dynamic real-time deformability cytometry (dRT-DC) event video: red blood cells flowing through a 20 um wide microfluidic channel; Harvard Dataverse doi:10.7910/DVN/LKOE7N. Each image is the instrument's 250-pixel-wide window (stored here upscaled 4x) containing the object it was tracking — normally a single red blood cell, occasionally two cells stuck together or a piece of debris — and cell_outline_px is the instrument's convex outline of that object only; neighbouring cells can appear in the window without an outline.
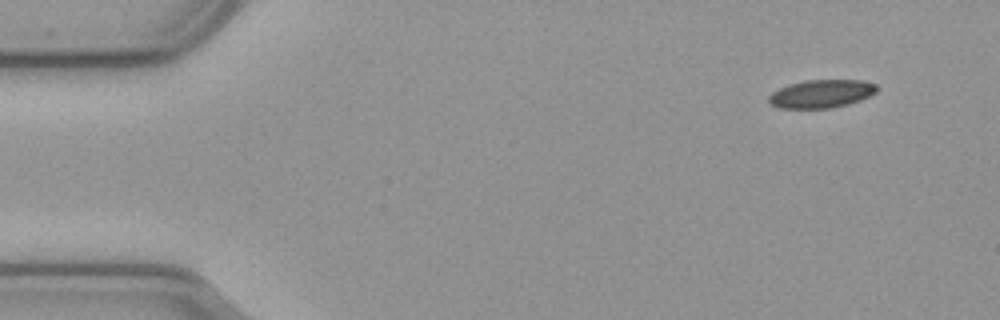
{"species": "common noctule bat (a hibernating species)", "species_latin": "Nyctalus noctula", "temperature_condition": "cold", "stored_images_in_passage": 53, "camera_frame_rate_fps": 3000, "um_per_image_px": 0.085, "animal": {"sex": "male", "body_mass_g": 23.1, "forearm_length_mm": 52.7}, "frame": {"image": 1, "passage_image": 1, "time_ms": 0.0, "image_size_px": [1000, 320], "cell_outline_px": [[876, 92], [860, 100], [848, 104], [832, 108], [780, 108], [772, 104], [768, 100], [768, 96], [772, 92], [780, 88], [804, 80], [864, 80], [876, 84]], "centroid_in_image_um": [69.82, 7.97], "position_along_channel_um": 15.2, "area_um2": 17.57}}
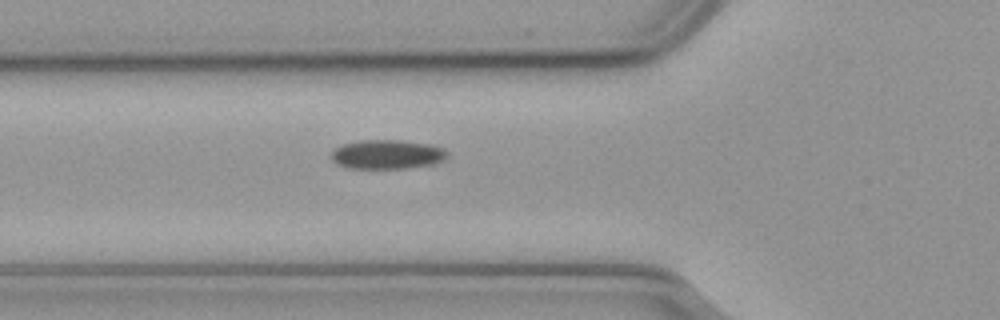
{"frame": {"image": 2, "passage_image": 16, "time_ms": 5.0, "image_size_px": [1000, 320], "cell_outline_px": [[444, 156], [440, 160], [432, 164], [404, 168], [348, 168], [336, 164], [332, 160], [332, 152], [336, 148], [344, 144], [360, 140], [400, 140], [428, 144], [440, 148], [444, 152]], "centroid_in_image_um": [32.8, 13.12], "position_along_channel_um": 93.0, "area_um2": 19.19}}
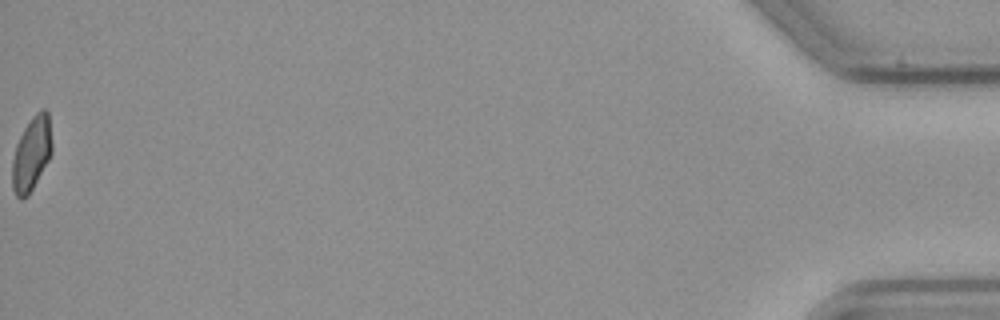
{"frame": {"image": 3, "passage_image": 53, "time_ms": 17.333, "image_size_px": [1000, 320], "cell_outline_px": [[52, 152], [48, 160], [28, 196], [20, 200], [16, 196], [12, 188], [12, 160], [16, 144], [24, 128], [32, 116], [40, 108], [44, 108], [48, 112], [52, 140]], "centroid_in_image_um": [2.67, 13.05], "position_along_channel_um": 432.5, "area_um2": 17.22}, "authors_computed_cell_mechanics": {"area_um2": 18.3804, "velocity_mm_per_s": 3.6383, "shape_relaxation_time_tau1_ms": null, "shape_relaxation_time_tau2_ms": 9.2354, "deformation_change_tau1": null, "deformation_change_tau2": 0.1297}}